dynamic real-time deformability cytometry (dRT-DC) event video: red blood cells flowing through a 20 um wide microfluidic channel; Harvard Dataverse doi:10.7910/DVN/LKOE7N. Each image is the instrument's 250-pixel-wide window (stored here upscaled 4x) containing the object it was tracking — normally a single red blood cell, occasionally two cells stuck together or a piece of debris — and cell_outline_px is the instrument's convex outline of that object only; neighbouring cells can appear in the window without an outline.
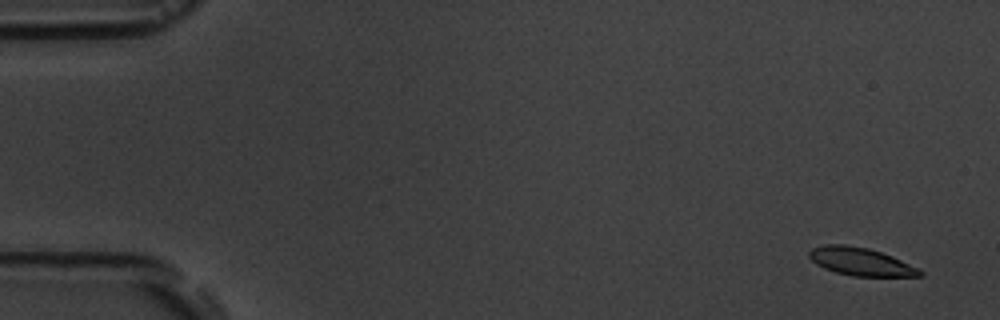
{"species": "common noctule bat (a hibernating species)", "species_latin": "Nyctalus noctula", "temperature_condition": "room temperature", "stored_images_in_passage": 6, "segment_of_instrument_passage": [1, 2], "camera_frame_rate_fps": 3000, "um_per_image_px": 0.085, "animal": {"sex": "male", "body_mass_g": 19.5, "forearm_length_mm": 54.6}, "frame": {"image": 1, "passage_image": 1, "time_ms": 0.0, "image_size_px": [1000, 320], "cell_outline_px": [[924, 276], [852, 276], [836, 272], [824, 268], [816, 264], [808, 256], [808, 252], [812, 248], [824, 244], [844, 244], [868, 248], [892, 256], [920, 268], [924, 272]], "centroid_in_image_um": [73.17, 22.24], "position_along_channel_um": 11.8, "area_um2": 18.09}}